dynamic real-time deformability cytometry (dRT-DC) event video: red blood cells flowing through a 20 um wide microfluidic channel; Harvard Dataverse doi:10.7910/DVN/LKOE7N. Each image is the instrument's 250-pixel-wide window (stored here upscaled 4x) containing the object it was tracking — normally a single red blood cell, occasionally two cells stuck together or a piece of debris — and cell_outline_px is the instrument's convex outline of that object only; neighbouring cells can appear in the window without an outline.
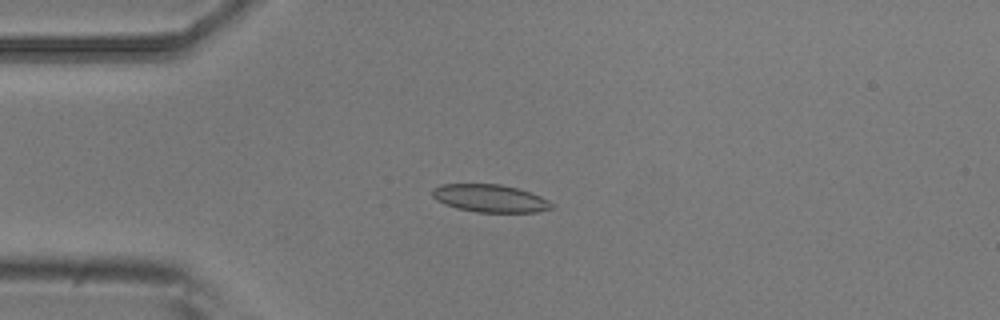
{"species": "common noctule bat (a hibernating species)", "species_latin": "Nyctalus noctula", "temperature_condition": "room temperature", "stored_images_in_passage": 5, "camera_frame_rate_fps": 3000, "um_per_image_px": 0.085, "animal": {"sex": "male", "body_mass_g": 20.5, "forearm_length_mm": 52.5}, "frame": {"image": 1, "passage_image": 3, "time_ms": 0.667, "image_size_px": [1000, 320], "cell_outline_px": [[552, 208], [536, 212], [476, 212], [456, 208], [444, 204], [436, 200], [432, 196], [432, 188], [440, 184], [500, 184], [516, 188], [540, 196], [548, 200], [552, 204]], "centroid_in_image_um": [41.59, 16.86], "position_along_channel_um": 43.4, "area_um2": 19.19}}
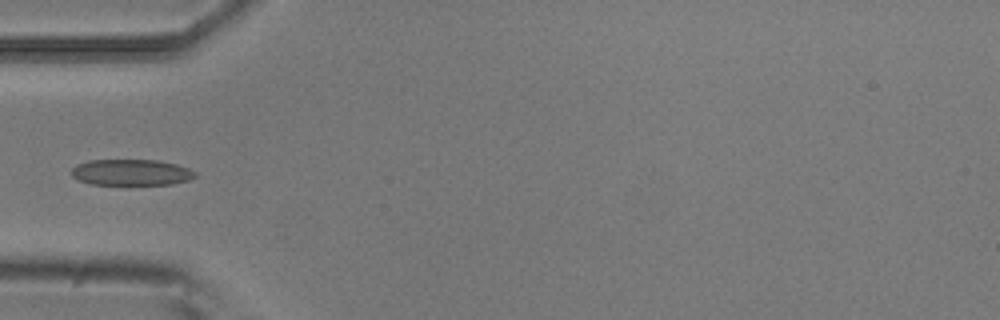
{"frame": {"image": 2, "passage_image": 4, "time_ms": 1.0, "image_size_px": [1000, 320], "cell_outline_px": [[196, 176], [188, 180], [172, 184], [92, 184], [80, 180], [72, 176], [68, 172], [76, 164], [88, 160], [160, 160], [176, 164], [188, 168], [196, 172]], "centroid_in_image_um": [11.13, 14.64], "position_along_channel_um": 73.9, "area_um2": 18.84}}
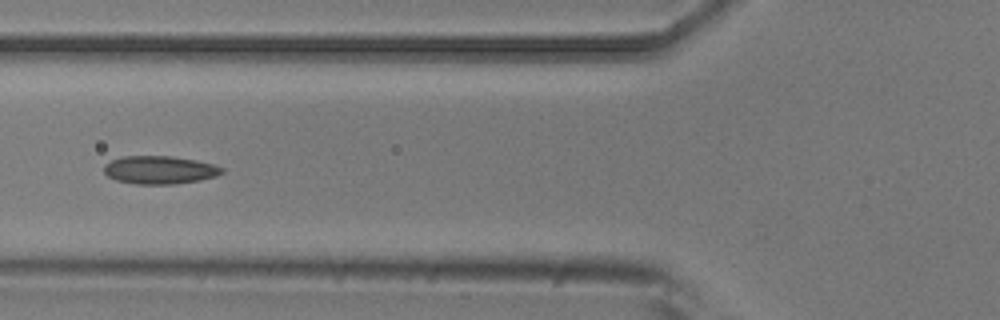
{"frame": {"image": 3, "passage_image": 5, "time_ms": 1.333, "image_size_px": [1000, 320], "cell_outline_px": [[224, 172], [216, 176], [200, 180], [172, 184], [136, 184], [116, 180], [108, 176], [104, 172], [104, 164], [120, 156], [168, 156], [196, 160], [212, 164], [224, 168]], "centroid_in_image_um": [13.56, 14.44], "position_along_channel_um": 112.2, "area_um2": 19.25}}